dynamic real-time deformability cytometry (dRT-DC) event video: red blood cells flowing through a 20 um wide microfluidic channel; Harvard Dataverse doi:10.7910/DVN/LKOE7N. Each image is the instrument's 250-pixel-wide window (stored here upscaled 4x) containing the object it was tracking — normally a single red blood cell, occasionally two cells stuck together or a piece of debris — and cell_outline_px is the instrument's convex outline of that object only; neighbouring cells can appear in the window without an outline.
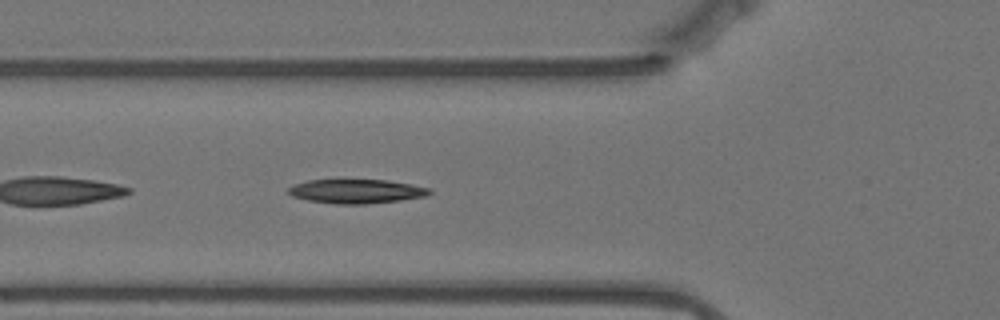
{"species": "Egyptian fruit bat (a non-hibernating species)", "species_latin": "Rousettus aegyptiacus", "temperature_condition": "warm", "stored_images_in_passage": 43, "camera_frame_rate_fps": 3000, "um_per_image_px": 0.085, "animal": {"sex": "female"}, "frame": {"image": 1, "passage_image": 5, "time_ms": 1.333, "image_size_px": [1000, 320], "cell_outline_px": [[432, 192], [428, 196], [400, 200], [368, 204], [336, 204], [308, 200], [292, 196], [288, 192], [288, 188], [292, 184], [308, 180], [388, 180], [412, 184], [432, 188]], "centroid_in_image_um": [30.32, 16.26], "position_along_channel_um": 95.5, "area_um2": 20.0}}
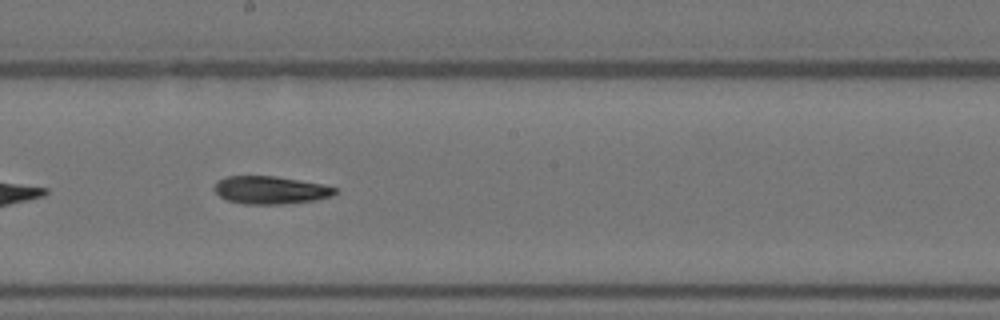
{"frame": {"image": 2, "passage_image": 16, "time_ms": 5.0, "image_size_px": [1000, 320], "cell_outline_px": [[340, 192], [332, 196], [316, 200], [280, 204], [244, 204], [228, 200], [220, 196], [212, 188], [216, 180], [224, 176], [276, 176], [324, 184], [336, 188]], "centroid_in_image_um": [22.99, 16.14], "position_along_channel_um": 225.2, "area_um2": 19.83}}
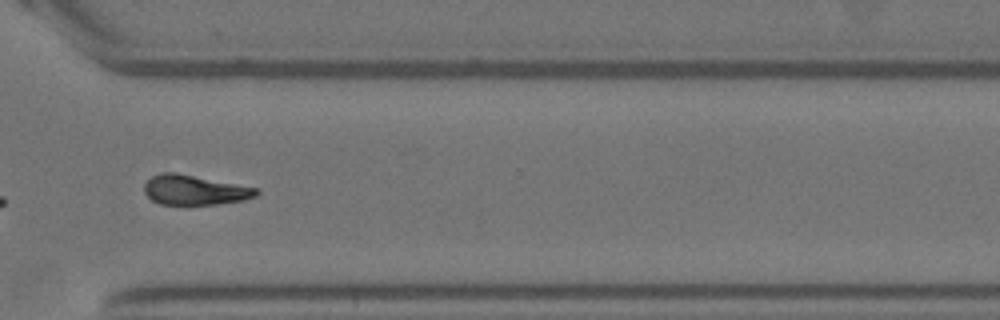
{"frame": {"image": 3, "passage_image": 27, "time_ms": 8.667, "image_size_px": [1000, 320], "cell_outline_px": [[260, 192], [256, 196], [244, 200], [216, 204], [160, 204], [152, 200], [144, 192], [144, 184], [152, 176], [160, 172], [176, 172], [256, 188]], "centroid_in_image_um": [16.51, 16.14], "position_along_channel_um": 354.1, "area_um2": 19.31}, "authors_computed_cell_mechanics": {"area_um2": 19.5942, "velocity_mm_per_s": 3.5254, "shape_relaxation_time_tau1_ms": 4.675, "shape_relaxation_time_tau2_ms": null, "deformation_change_tau1": 0.1624, "deformation_change_tau2": null}}